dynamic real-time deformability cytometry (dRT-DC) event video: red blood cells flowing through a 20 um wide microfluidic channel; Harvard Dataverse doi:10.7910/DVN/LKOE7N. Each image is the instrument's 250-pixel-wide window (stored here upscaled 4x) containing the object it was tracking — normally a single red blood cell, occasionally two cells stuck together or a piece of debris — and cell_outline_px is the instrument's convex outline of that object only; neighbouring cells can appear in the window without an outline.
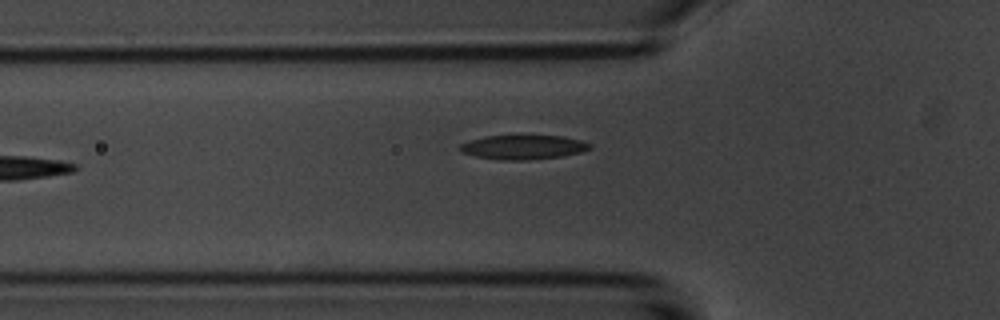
{"species": "common noctule bat (a hibernating species)", "species_latin": "Nyctalus noctula", "temperature_condition": "room temperature", "stored_images_in_passage": 7, "camera_frame_rate_fps": 3000, "um_per_image_px": 0.085, "animal": {"sex": "male", "body_mass_g": 20.1, "forearm_length_mm": 53.5}, "frame": {"image": 1, "passage_image": 6, "time_ms": 6.0, "image_size_px": [1000, 320], "cell_outline_px": [[592, 148], [580, 152], [560, 156], [524, 160], [500, 160], [476, 156], [460, 152], [456, 148], [460, 144], [468, 140], [484, 136], [560, 136], [580, 140], [592, 144]], "centroid_in_image_um": [44.4, 12.51], "position_along_channel_um": 81.4, "area_um2": 18.32}}